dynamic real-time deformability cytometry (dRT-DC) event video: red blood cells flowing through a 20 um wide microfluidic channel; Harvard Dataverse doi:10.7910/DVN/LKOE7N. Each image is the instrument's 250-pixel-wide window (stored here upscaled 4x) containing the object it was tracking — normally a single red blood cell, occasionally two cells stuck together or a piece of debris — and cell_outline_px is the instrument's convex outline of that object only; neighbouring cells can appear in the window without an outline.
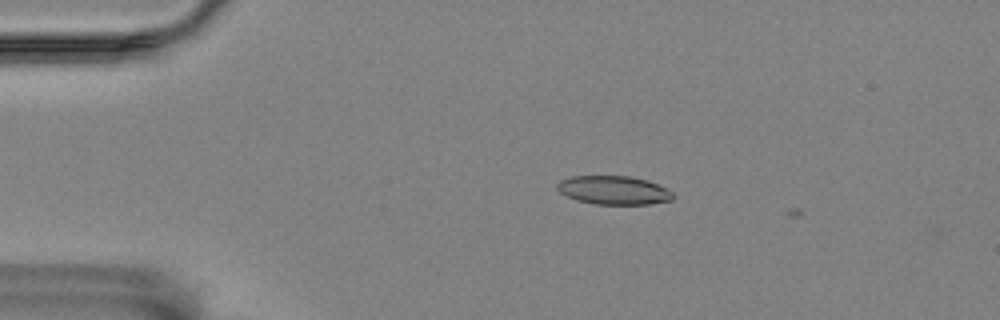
{"species": "Egyptian fruit bat (a non-hibernating species)", "species_latin": "Rousettus aegyptiacus", "temperature_condition": "room temperature", "stored_images_in_passage": 5, "camera_frame_rate_fps": 3000, "um_per_image_px": 0.085, "animal": {"sex": "female"}, "frame": {"image": 1, "passage_image": 3, "time_ms": 0.667, "image_size_px": [1000, 320], "cell_outline_px": [[676, 196], [672, 200], [648, 204], [596, 204], [576, 200], [560, 192], [556, 188], [556, 184], [560, 180], [572, 176], [632, 176], [648, 180], [668, 188]], "centroid_in_image_um": [52.2, 16.16], "position_along_channel_um": 32.8, "area_um2": 19.48}}